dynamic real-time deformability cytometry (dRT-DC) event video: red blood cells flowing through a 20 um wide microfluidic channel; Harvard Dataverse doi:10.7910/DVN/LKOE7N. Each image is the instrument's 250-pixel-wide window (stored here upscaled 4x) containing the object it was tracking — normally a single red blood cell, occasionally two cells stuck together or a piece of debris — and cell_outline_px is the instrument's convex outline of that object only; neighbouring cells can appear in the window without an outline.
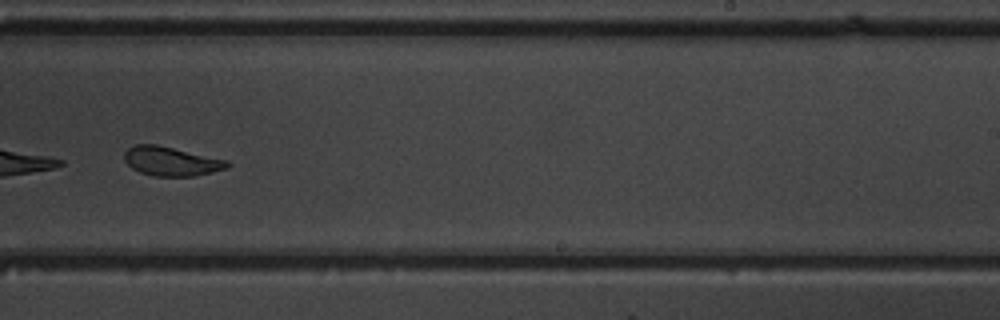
{"species": "common noctule bat (a hibernating species)", "species_latin": "Nyctalus noctula", "temperature_condition": "warm", "stored_images_in_passage": 51, "camera_frame_rate_fps": 3000, "um_per_image_px": 0.085, "animal": {"sex": "male", "body_mass_g": 19.5, "forearm_length_mm": 54.6}, "frame": {"image": 1, "passage_image": 35, "time_ms": 11.333, "image_size_px": [1000, 320], "cell_outline_px": [[232, 164], [228, 168], [212, 172], [192, 176], [152, 176], [140, 172], [132, 168], [124, 160], [124, 152], [128, 148], [136, 144], [156, 144], [228, 160]], "centroid_in_image_um": [14.56, 13.71], "position_along_channel_um": 274.4, "area_um2": 17.51}}
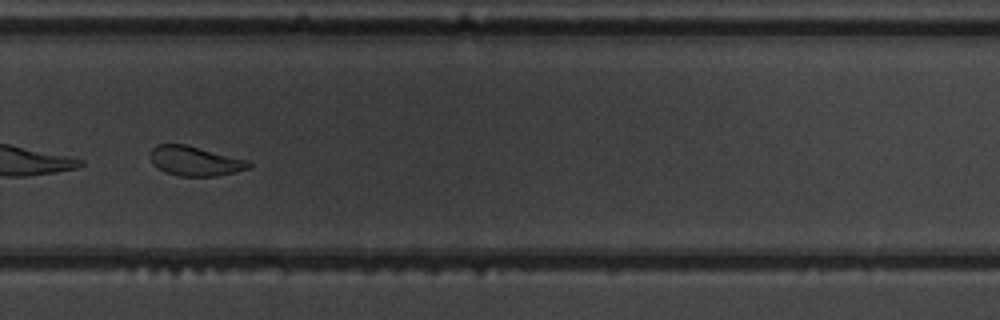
{"frame": {"image": 2, "passage_image": 38, "time_ms": 12.333, "image_size_px": [1000, 320], "cell_outline_px": [[252, 164], [248, 168], [236, 172], [216, 176], [180, 176], [164, 172], [152, 164], [152, 148], [156, 144], [184, 144], [252, 160]], "centroid_in_image_um": [16.63, 13.69], "position_along_channel_um": 313.2, "area_um2": 17.11}}
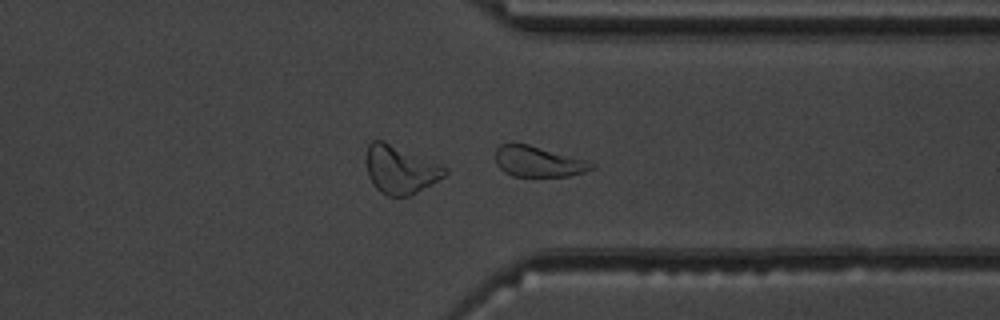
{"frame": {"image": 3, "passage_image": 42, "time_ms": 13.667, "image_size_px": [1000, 320], "cell_outline_px": [[596, 168], [584, 172], [568, 176], [512, 176], [504, 172], [496, 164], [496, 148], [500, 144], [528, 144], [592, 160], [596, 164]], "centroid_in_image_um": [45.84, 13.73], "position_along_channel_um": 365.6, "area_um2": 17.51}}